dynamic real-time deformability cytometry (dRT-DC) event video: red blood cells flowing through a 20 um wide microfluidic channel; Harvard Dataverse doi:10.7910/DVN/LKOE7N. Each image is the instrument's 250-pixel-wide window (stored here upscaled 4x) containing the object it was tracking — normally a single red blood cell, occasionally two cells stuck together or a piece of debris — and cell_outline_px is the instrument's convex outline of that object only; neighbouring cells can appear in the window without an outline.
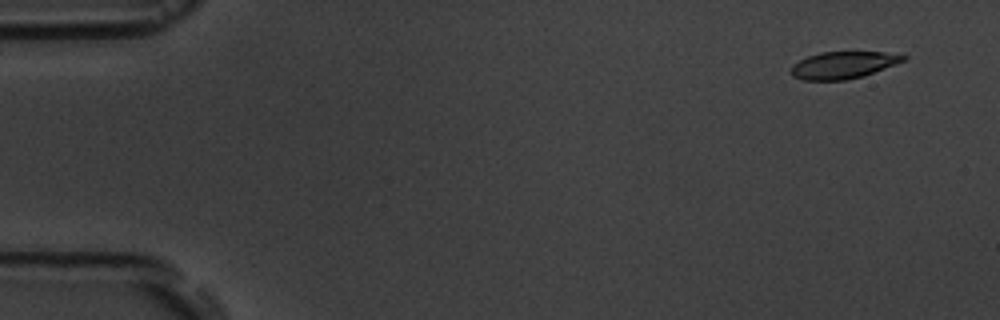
{"species": "common noctule bat (a hibernating species)", "species_latin": "Nyctalus noctula", "temperature_condition": "room temperature", "stored_images_in_passage": 5, "camera_frame_rate_fps": 3000, "um_per_image_px": 0.085, "animal": {"sex": "male", "body_mass_g": 19.5, "forearm_length_mm": 54.6}, "frame": {"image": 1, "passage_image": 1, "time_ms": 0.0, "image_size_px": [1000, 320], "cell_outline_px": [[908, 56], [904, 60], [864, 76], [844, 80], [804, 80], [792, 76], [792, 64], [808, 56], [820, 52], [884, 52]], "centroid_in_image_um": [71.64, 5.53], "position_along_channel_um": 13.4, "area_um2": 17.46}}
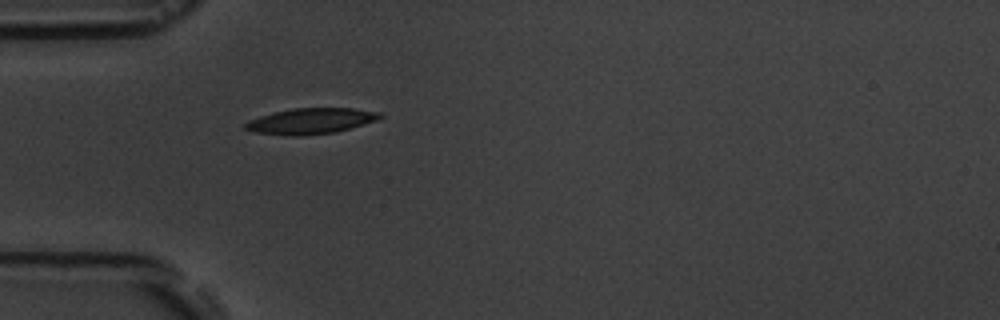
{"frame": {"image": 2, "passage_image": 5, "time_ms": 4.333, "image_size_px": [1000, 320], "cell_outline_px": [[384, 116], [376, 120], [336, 132], [300, 136], [292, 136], [256, 132], [244, 128], [244, 124], [248, 120], [260, 116], [292, 108], [352, 108], [380, 112]], "centroid_in_image_um": [26.42, 10.28], "position_along_channel_um": 58.6, "area_um2": 20.06}}